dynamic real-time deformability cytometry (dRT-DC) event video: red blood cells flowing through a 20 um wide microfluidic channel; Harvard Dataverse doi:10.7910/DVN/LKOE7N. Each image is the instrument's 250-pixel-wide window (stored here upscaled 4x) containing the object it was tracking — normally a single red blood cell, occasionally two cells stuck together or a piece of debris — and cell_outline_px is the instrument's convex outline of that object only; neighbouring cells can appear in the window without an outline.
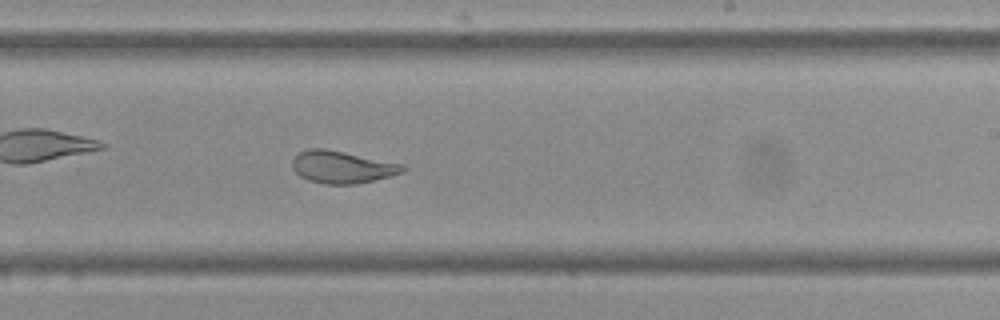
{"species": "Egyptian fruit bat (a non-hibernating species)", "species_latin": "Rousettus aegyptiacus", "temperature_condition": "cold", "stored_images_in_passage": 55, "camera_frame_rate_fps": 3000, "um_per_image_px": 0.085, "frame": {"image": 1, "passage_image": 32, "time_ms": 10.333, "image_size_px": [1000, 320], "cell_outline_px": [[408, 168], [404, 172], [392, 176], [356, 184], [324, 184], [308, 180], [300, 176], [292, 168], [292, 160], [300, 152], [308, 148], [324, 148], [404, 164]], "centroid_in_image_um": [29.11, 14.2], "position_along_channel_um": 259.9, "area_um2": 20.87}}